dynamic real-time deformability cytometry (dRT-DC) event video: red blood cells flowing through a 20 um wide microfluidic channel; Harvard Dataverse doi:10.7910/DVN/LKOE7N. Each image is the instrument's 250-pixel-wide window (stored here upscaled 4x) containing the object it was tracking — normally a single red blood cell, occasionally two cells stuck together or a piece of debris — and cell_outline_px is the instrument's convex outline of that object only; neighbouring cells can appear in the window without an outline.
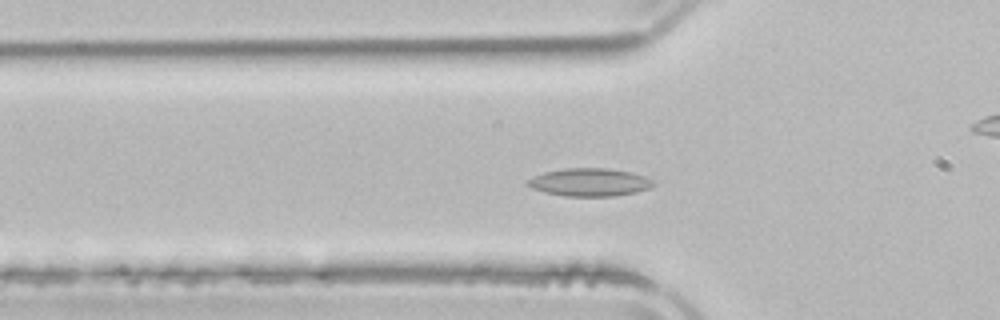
{"species": "common noctule bat (a hibernating species)", "species_latin": "Nyctalus noctula", "temperature_condition": "room temperature", "stored_images_in_passage": 53, "camera_frame_rate_fps": 3000, "um_per_image_px": 0.085, "animal": {"sex": "male", "body_mass_g": 21.5, "forearm_length_mm": 52.0}, "frame": {"image": 1, "passage_image": 17, "time_ms": 5.333, "image_size_px": [1000, 320], "cell_outline_px": [[656, 184], [648, 188], [636, 192], [616, 196], [564, 196], [544, 192], [532, 188], [524, 184], [528, 180], [544, 172], [564, 168], [608, 168], [632, 172], [644, 176], [652, 180]], "centroid_in_image_um": [50.12, 15.49], "position_along_channel_um": 75.7, "area_um2": 20.46}}
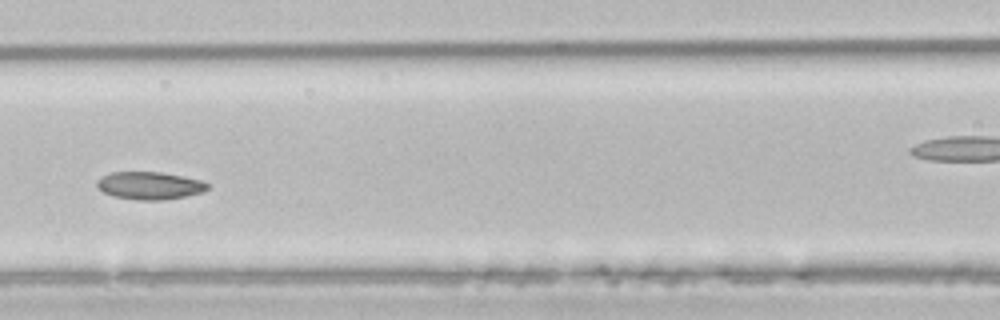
{"frame": {"image": 2, "passage_image": 23, "time_ms": 7.333, "image_size_px": [1000, 320], "cell_outline_px": [[212, 184], [204, 192], [164, 200], [140, 200], [116, 196], [104, 192], [96, 188], [96, 180], [100, 176], [112, 172], [160, 172], [200, 180]], "centroid_in_image_um": [12.71, 15.77], "position_along_channel_um": 153.9, "area_um2": 17.8}}
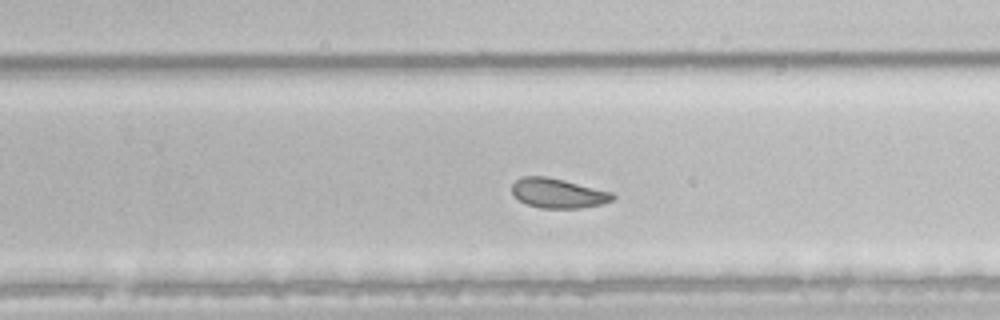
{"frame": {"image": 3, "passage_image": 33, "time_ms": 10.667, "image_size_px": [1000, 320], "cell_outline_px": [[616, 196], [612, 200], [604, 204], [580, 208], [540, 208], [528, 204], [520, 200], [512, 192], [512, 184], [516, 180], [524, 176], [544, 176], [564, 180], [612, 192]], "centroid_in_image_um": [47.46, 16.42], "position_along_channel_um": 282.3, "area_um2": 17.28}, "authors_computed_cell_mechanics": {"area_um2": 20.0566, "velocity_mm_per_s": 3.8694, "shape_relaxation_time_tau1_ms": null, "shape_relaxation_time_tau2_ms": 4.2319, "deformation_change_tau1": null, "deformation_change_tau2": 0.098}}